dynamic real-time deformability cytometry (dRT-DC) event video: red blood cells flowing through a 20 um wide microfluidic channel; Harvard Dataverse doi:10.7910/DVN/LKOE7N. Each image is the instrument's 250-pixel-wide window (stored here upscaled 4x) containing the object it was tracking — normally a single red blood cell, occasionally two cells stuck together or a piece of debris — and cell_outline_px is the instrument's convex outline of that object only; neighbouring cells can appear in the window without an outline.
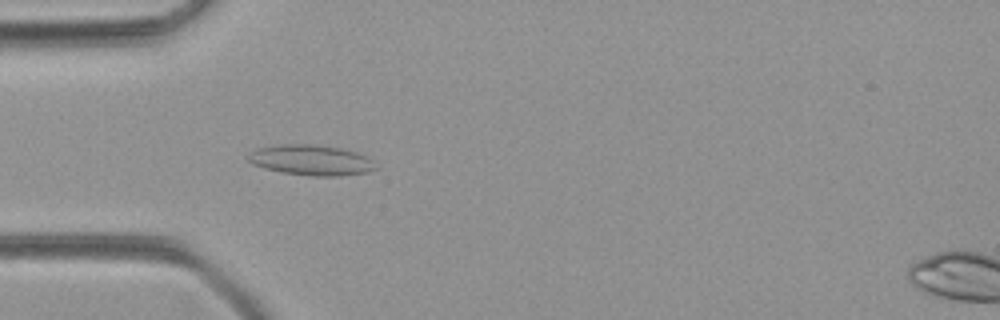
{"species": "common noctule bat (a hibernating species)", "species_latin": "Nyctalus noctula", "temperature_condition": "room temperature", "stored_images_in_passage": 40, "camera_frame_rate_fps": 3000, "um_per_image_px": 0.085, "animal": {"sex": "female", "body_mass_g": 21.9}, "frame": {"image": 1, "passage_image": 5, "time_ms": 1.333, "image_size_px": [1000, 320], "cell_outline_px": [[376, 168], [368, 172], [336, 176], [312, 176], [284, 172], [264, 168], [252, 164], [248, 160], [248, 156], [252, 152], [260, 148], [280, 144], [316, 144], [340, 148], [356, 152], [372, 160]], "centroid_in_image_um": [26.45, 13.61], "position_along_channel_um": 58.6, "area_um2": 22.31}}
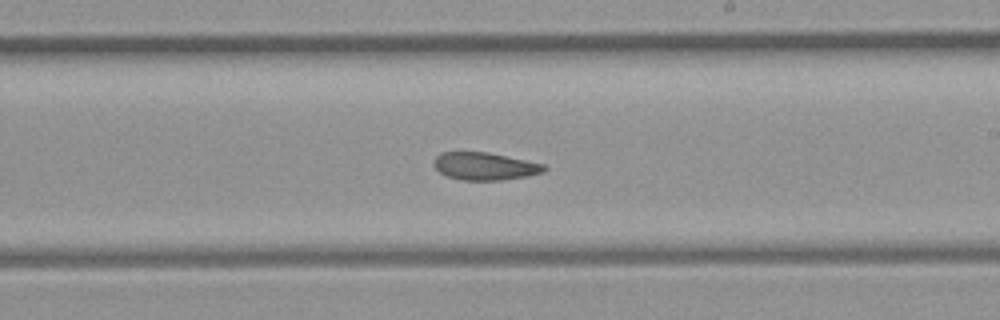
{"frame": {"image": 2, "passage_image": 19, "time_ms": 6.0, "image_size_px": [1000, 320], "cell_outline_px": [[548, 168], [544, 172], [524, 176], [500, 180], [460, 180], [448, 176], [440, 172], [432, 164], [436, 156], [440, 152], [488, 152], [544, 164]], "centroid_in_image_um": [41.19, 14.12], "position_along_channel_um": 247.8, "area_um2": 17.63}}
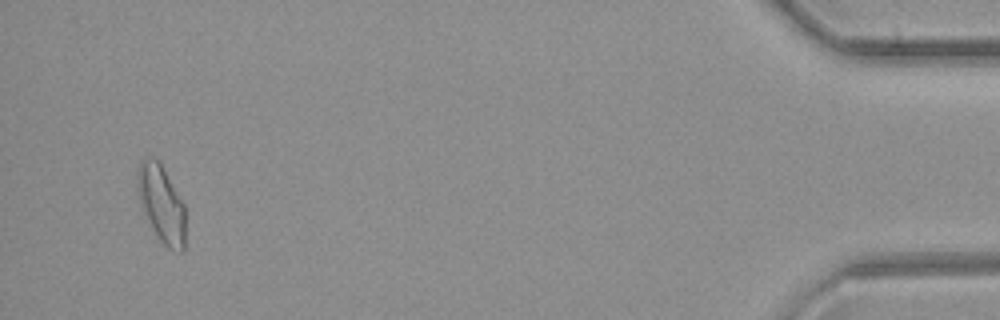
{"frame": {"image": 3, "passage_image": 38, "time_ms": 12.333, "image_size_px": [1000, 320], "cell_outline_px": [[184, 252], [176, 252], [168, 248], [160, 240], [152, 228], [140, 204], [136, 184], [136, 168], [140, 160], [144, 156], [156, 160], [160, 164], [184, 204]], "centroid_in_image_um": [13.68, 17.31], "position_along_channel_um": 421.5, "area_um2": 21.39}}